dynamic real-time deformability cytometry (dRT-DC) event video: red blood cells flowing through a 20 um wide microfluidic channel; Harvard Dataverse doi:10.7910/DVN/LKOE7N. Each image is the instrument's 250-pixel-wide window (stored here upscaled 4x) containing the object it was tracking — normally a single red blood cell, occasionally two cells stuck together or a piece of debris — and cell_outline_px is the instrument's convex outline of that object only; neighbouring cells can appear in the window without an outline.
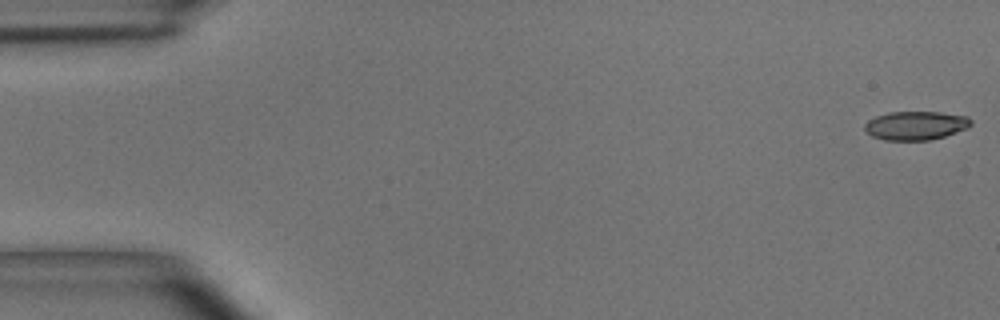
{"species": "common noctule bat (a hibernating species)", "species_latin": "Nyctalus noctula", "temperature_condition": "room temperature", "stored_images_in_passage": 11, "camera_frame_rate_fps": 3000, "um_per_image_px": 0.085, "animal": {"sex": "male", "body_mass_g": 15.6}, "frame": {"image": 1, "passage_image": 1, "time_ms": 0.0, "image_size_px": [1000, 320], "cell_outline_px": [[972, 124], [968, 128], [944, 136], [928, 140], [884, 140], [872, 136], [864, 128], [864, 124], [868, 120], [876, 116], [888, 112], [940, 112], [968, 116], [972, 120]], "centroid_in_image_um": [77.85, 10.66], "position_along_channel_um": 7.2, "area_um2": 17.8}}